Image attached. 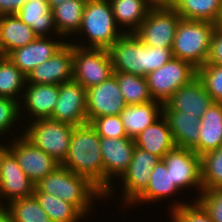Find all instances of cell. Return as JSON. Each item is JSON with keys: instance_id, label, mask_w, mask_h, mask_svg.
Returning a JSON list of instances; mask_svg holds the SVG:
<instances>
[{"instance_id": "39", "label": "cell", "mask_w": 222, "mask_h": 222, "mask_svg": "<svg viewBox=\"0 0 222 222\" xmlns=\"http://www.w3.org/2000/svg\"><path fill=\"white\" fill-rule=\"evenodd\" d=\"M196 199L208 212L213 222H222V189L203 190Z\"/></svg>"}, {"instance_id": "45", "label": "cell", "mask_w": 222, "mask_h": 222, "mask_svg": "<svg viewBox=\"0 0 222 222\" xmlns=\"http://www.w3.org/2000/svg\"><path fill=\"white\" fill-rule=\"evenodd\" d=\"M152 6H169L173 0H146Z\"/></svg>"}, {"instance_id": "9", "label": "cell", "mask_w": 222, "mask_h": 222, "mask_svg": "<svg viewBox=\"0 0 222 222\" xmlns=\"http://www.w3.org/2000/svg\"><path fill=\"white\" fill-rule=\"evenodd\" d=\"M113 71L148 74V46L134 33H124L109 49Z\"/></svg>"}, {"instance_id": "19", "label": "cell", "mask_w": 222, "mask_h": 222, "mask_svg": "<svg viewBox=\"0 0 222 222\" xmlns=\"http://www.w3.org/2000/svg\"><path fill=\"white\" fill-rule=\"evenodd\" d=\"M47 38V36H38L26 46L11 51L7 57L27 76L35 67L44 63L66 44L49 41Z\"/></svg>"}, {"instance_id": "6", "label": "cell", "mask_w": 222, "mask_h": 222, "mask_svg": "<svg viewBox=\"0 0 222 222\" xmlns=\"http://www.w3.org/2000/svg\"><path fill=\"white\" fill-rule=\"evenodd\" d=\"M23 135L60 165L69 151L74 126L50 118L35 119Z\"/></svg>"}, {"instance_id": "38", "label": "cell", "mask_w": 222, "mask_h": 222, "mask_svg": "<svg viewBox=\"0 0 222 222\" xmlns=\"http://www.w3.org/2000/svg\"><path fill=\"white\" fill-rule=\"evenodd\" d=\"M172 218L174 222H213L208 212L195 200V204L178 203L174 205Z\"/></svg>"}, {"instance_id": "43", "label": "cell", "mask_w": 222, "mask_h": 222, "mask_svg": "<svg viewBox=\"0 0 222 222\" xmlns=\"http://www.w3.org/2000/svg\"><path fill=\"white\" fill-rule=\"evenodd\" d=\"M28 0H0V16L16 14Z\"/></svg>"}, {"instance_id": "42", "label": "cell", "mask_w": 222, "mask_h": 222, "mask_svg": "<svg viewBox=\"0 0 222 222\" xmlns=\"http://www.w3.org/2000/svg\"><path fill=\"white\" fill-rule=\"evenodd\" d=\"M206 63L222 65V29L217 26L212 35L210 54Z\"/></svg>"}, {"instance_id": "21", "label": "cell", "mask_w": 222, "mask_h": 222, "mask_svg": "<svg viewBox=\"0 0 222 222\" xmlns=\"http://www.w3.org/2000/svg\"><path fill=\"white\" fill-rule=\"evenodd\" d=\"M34 30L16 14L0 16V53L7 56L11 51L26 46L37 38Z\"/></svg>"}, {"instance_id": "30", "label": "cell", "mask_w": 222, "mask_h": 222, "mask_svg": "<svg viewBox=\"0 0 222 222\" xmlns=\"http://www.w3.org/2000/svg\"><path fill=\"white\" fill-rule=\"evenodd\" d=\"M87 0H65L52 8L54 23L58 34L79 32L83 9Z\"/></svg>"}, {"instance_id": "18", "label": "cell", "mask_w": 222, "mask_h": 222, "mask_svg": "<svg viewBox=\"0 0 222 222\" xmlns=\"http://www.w3.org/2000/svg\"><path fill=\"white\" fill-rule=\"evenodd\" d=\"M34 190L35 184L25 175L15 156L8 150L1 159L0 196H7L11 202L33 196Z\"/></svg>"}, {"instance_id": "3", "label": "cell", "mask_w": 222, "mask_h": 222, "mask_svg": "<svg viewBox=\"0 0 222 222\" xmlns=\"http://www.w3.org/2000/svg\"><path fill=\"white\" fill-rule=\"evenodd\" d=\"M215 28L216 24L209 21L181 18L172 46L173 56L200 68L208 60Z\"/></svg>"}, {"instance_id": "11", "label": "cell", "mask_w": 222, "mask_h": 222, "mask_svg": "<svg viewBox=\"0 0 222 222\" xmlns=\"http://www.w3.org/2000/svg\"><path fill=\"white\" fill-rule=\"evenodd\" d=\"M8 150L15 156L25 175L36 184L52 173L60 164L49 154L39 149L25 136L14 141Z\"/></svg>"}, {"instance_id": "12", "label": "cell", "mask_w": 222, "mask_h": 222, "mask_svg": "<svg viewBox=\"0 0 222 222\" xmlns=\"http://www.w3.org/2000/svg\"><path fill=\"white\" fill-rule=\"evenodd\" d=\"M134 139L100 137V149L104 166V195L112 191L111 175L122 176L128 169L135 148Z\"/></svg>"}, {"instance_id": "33", "label": "cell", "mask_w": 222, "mask_h": 222, "mask_svg": "<svg viewBox=\"0 0 222 222\" xmlns=\"http://www.w3.org/2000/svg\"><path fill=\"white\" fill-rule=\"evenodd\" d=\"M26 82V75L7 56H0V97L15 100ZM16 94V95H15Z\"/></svg>"}, {"instance_id": "17", "label": "cell", "mask_w": 222, "mask_h": 222, "mask_svg": "<svg viewBox=\"0 0 222 222\" xmlns=\"http://www.w3.org/2000/svg\"><path fill=\"white\" fill-rule=\"evenodd\" d=\"M213 103L201 80L196 76L188 84L180 87L171 98L162 105V111H180L186 115L201 118Z\"/></svg>"}, {"instance_id": "36", "label": "cell", "mask_w": 222, "mask_h": 222, "mask_svg": "<svg viewBox=\"0 0 222 222\" xmlns=\"http://www.w3.org/2000/svg\"><path fill=\"white\" fill-rule=\"evenodd\" d=\"M197 77L213 102L222 103V65L205 63L197 69Z\"/></svg>"}, {"instance_id": "4", "label": "cell", "mask_w": 222, "mask_h": 222, "mask_svg": "<svg viewBox=\"0 0 222 222\" xmlns=\"http://www.w3.org/2000/svg\"><path fill=\"white\" fill-rule=\"evenodd\" d=\"M109 0H87L83 9L80 32L89 37V48L109 49L124 33H117Z\"/></svg>"}, {"instance_id": "13", "label": "cell", "mask_w": 222, "mask_h": 222, "mask_svg": "<svg viewBox=\"0 0 222 222\" xmlns=\"http://www.w3.org/2000/svg\"><path fill=\"white\" fill-rule=\"evenodd\" d=\"M163 160L166 163L167 172L179 189L198 186L203 191L201 157L192 149L175 147L165 154Z\"/></svg>"}, {"instance_id": "2", "label": "cell", "mask_w": 222, "mask_h": 222, "mask_svg": "<svg viewBox=\"0 0 222 222\" xmlns=\"http://www.w3.org/2000/svg\"><path fill=\"white\" fill-rule=\"evenodd\" d=\"M34 192H44L69 202L83 215L88 211L94 195L96 198L104 196L87 178L77 175L61 165L39 180L35 184Z\"/></svg>"}, {"instance_id": "40", "label": "cell", "mask_w": 222, "mask_h": 222, "mask_svg": "<svg viewBox=\"0 0 222 222\" xmlns=\"http://www.w3.org/2000/svg\"><path fill=\"white\" fill-rule=\"evenodd\" d=\"M16 101L8 97H0V135L10 129L19 116L20 106Z\"/></svg>"}, {"instance_id": "1", "label": "cell", "mask_w": 222, "mask_h": 222, "mask_svg": "<svg viewBox=\"0 0 222 222\" xmlns=\"http://www.w3.org/2000/svg\"><path fill=\"white\" fill-rule=\"evenodd\" d=\"M61 166L87 178L104 194V166L100 136L90 123L74 127L69 151Z\"/></svg>"}, {"instance_id": "47", "label": "cell", "mask_w": 222, "mask_h": 222, "mask_svg": "<svg viewBox=\"0 0 222 222\" xmlns=\"http://www.w3.org/2000/svg\"><path fill=\"white\" fill-rule=\"evenodd\" d=\"M8 151V147H5V146H1L0 145V165H1V159L3 157V155Z\"/></svg>"}, {"instance_id": "15", "label": "cell", "mask_w": 222, "mask_h": 222, "mask_svg": "<svg viewBox=\"0 0 222 222\" xmlns=\"http://www.w3.org/2000/svg\"><path fill=\"white\" fill-rule=\"evenodd\" d=\"M73 44L67 43L44 63L26 76L31 84L60 85L72 80Z\"/></svg>"}, {"instance_id": "46", "label": "cell", "mask_w": 222, "mask_h": 222, "mask_svg": "<svg viewBox=\"0 0 222 222\" xmlns=\"http://www.w3.org/2000/svg\"><path fill=\"white\" fill-rule=\"evenodd\" d=\"M65 0H47V3L49 4L50 8L52 9L56 5L64 2Z\"/></svg>"}, {"instance_id": "27", "label": "cell", "mask_w": 222, "mask_h": 222, "mask_svg": "<svg viewBox=\"0 0 222 222\" xmlns=\"http://www.w3.org/2000/svg\"><path fill=\"white\" fill-rule=\"evenodd\" d=\"M182 19L217 23L222 0H173L171 5Z\"/></svg>"}, {"instance_id": "28", "label": "cell", "mask_w": 222, "mask_h": 222, "mask_svg": "<svg viewBox=\"0 0 222 222\" xmlns=\"http://www.w3.org/2000/svg\"><path fill=\"white\" fill-rule=\"evenodd\" d=\"M112 6L116 25L130 26V31L125 33H135L140 24L146 18L152 5L146 0H109ZM133 26V27H132ZM132 27V29H131Z\"/></svg>"}, {"instance_id": "37", "label": "cell", "mask_w": 222, "mask_h": 222, "mask_svg": "<svg viewBox=\"0 0 222 222\" xmlns=\"http://www.w3.org/2000/svg\"><path fill=\"white\" fill-rule=\"evenodd\" d=\"M100 137L123 138L127 137L120 115H109L94 118L90 122Z\"/></svg>"}, {"instance_id": "8", "label": "cell", "mask_w": 222, "mask_h": 222, "mask_svg": "<svg viewBox=\"0 0 222 222\" xmlns=\"http://www.w3.org/2000/svg\"><path fill=\"white\" fill-rule=\"evenodd\" d=\"M180 19L171 5L152 6L134 34L147 46L172 47Z\"/></svg>"}, {"instance_id": "41", "label": "cell", "mask_w": 222, "mask_h": 222, "mask_svg": "<svg viewBox=\"0 0 222 222\" xmlns=\"http://www.w3.org/2000/svg\"><path fill=\"white\" fill-rule=\"evenodd\" d=\"M173 57L172 47L148 46V73L157 70Z\"/></svg>"}, {"instance_id": "31", "label": "cell", "mask_w": 222, "mask_h": 222, "mask_svg": "<svg viewBox=\"0 0 222 222\" xmlns=\"http://www.w3.org/2000/svg\"><path fill=\"white\" fill-rule=\"evenodd\" d=\"M113 75L118 81V86L126 105L153 101L146 77L119 71H114Z\"/></svg>"}, {"instance_id": "25", "label": "cell", "mask_w": 222, "mask_h": 222, "mask_svg": "<svg viewBox=\"0 0 222 222\" xmlns=\"http://www.w3.org/2000/svg\"><path fill=\"white\" fill-rule=\"evenodd\" d=\"M30 84V85H28ZM25 105L36 119L50 118L59 97V85L27 83Z\"/></svg>"}, {"instance_id": "34", "label": "cell", "mask_w": 222, "mask_h": 222, "mask_svg": "<svg viewBox=\"0 0 222 222\" xmlns=\"http://www.w3.org/2000/svg\"><path fill=\"white\" fill-rule=\"evenodd\" d=\"M200 157L203 190L222 189V146Z\"/></svg>"}, {"instance_id": "14", "label": "cell", "mask_w": 222, "mask_h": 222, "mask_svg": "<svg viewBox=\"0 0 222 222\" xmlns=\"http://www.w3.org/2000/svg\"><path fill=\"white\" fill-rule=\"evenodd\" d=\"M125 106L124 97L114 75L87 89L88 123L101 116L120 115Z\"/></svg>"}, {"instance_id": "35", "label": "cell", "mask_w": 222, "mask_h": 222, "mask_svg": "<svg viewBox=\"0 0 222 222\" xmlns=\"http://www.w3.org/2000/svg\"><path fill=\"white\" fill-rule=\"evenodd\" d=\"M8 206L14 222H52L34 196L13 200Z\"/></svg>"}, {"instance_id": "24", "label": "cell", "mask_w": 222, "mask_h": 222, "mask_svg": "<svg viewBox=\"0 0 222 222\" xmlns=\"http://www.w3.org/2000/svg\"><path fill=\"white\" fill-rule=\"evenodd\" d=\"M158 101H151L142 104L126 105L121 112V121L126 131L127 137L134 139L146 127L158 120L161 114L157 104ZM159 111V112H158Z\"/></svg>"}, {"instance_id": "22", "label": "cell", "mask_w": 222, "mask_h": 222, "mask_svg": "<svg viewBox=\"0 0 222 222\" xmlns=\"http://www.w3.org/2000/svg\"><path fill=\"white\" fill-rule=\"evenodd\" d=\"M134 142L136 147L160 159H163L166 153L176 147L168 121L163 115L160 122L156 120L139 133L134 138Z\"/></svg>"}, {"instance_id": "32", "label": "cell", "mask_w": 222, "mask_h": 222, "mask_svg": "<svg viewBox=\"0 0 222 222\" xmlns=\"http://www.w3.org/2000/svg\"><path fill=\"white\" fill-rule=\"evenodd\" d=\"M33 196L52 222H77L80 217L84 216L73 204L59 199L54 195L44 192H34Z\"/></svg>"}, {"instance_id": "16", "label": "cell", "mask_w": 222, "mask_h": 222, "mask_svg": "<svg viewBox=\"0 0 222 222\" xmlns=\"http://www.w3.org/2000/svg\"><path fill=\"white\" fill-rule=\"evenodd\" d=\"M160 158L135 147L128 169L121 176L124 181V200L132 203L148 186L149 177Z\"/></svg>"}, {"instance_id": "29", "label": "cell", "mask_w": 222, "mask_h": 222, "mask_svg": "<svg viewBox=\"0 0 222 222\" xmlns=\"http://www.w3.org/2000/svg\"><path fill=\"white\" fill-rule=\"evenodd\" d=\"M179 188L172 181L170 174L167 172L166 163L160 159L153 168L149 177V184L146 189L132 202L136 201H156L169 195L175 194Z\"/></svg>"}, {"instance_id": "48", "label": "cell", "mask_w": 222, "mask_h": 222, "mask_svg": "<svg viewBox=\"0 0 222 222\" xmlns=\"http://www.w3.org/2000/svg\"><path fill=\"white\" fill-rule=\"evenodd\" d=\"M216 26H217L218 28H221V29H222V9H221L220 17H219V19H218V21H217V23H216Z\"/></svg>"}, {"instance_id": "23", "label": "cell", "mask_w": 222, "mask_h": 222, "mask_svg": "<svg viewBox=\"0 0 222 222\" xmlns=\"http://www.w3.org/2000/svg\"><path fill=\"white\" fill-rule=\"evenodd\" d=\"M167 119L176 147L193 149L199 142L200 119L180 111H162Z\"/></svg>"}, {"instance_id": "44", "label": "cell", "mask_w": 222, "mask_h": 222, "mask_svg": "<svg viewBox=\"0 0 222 222\" xmlns=\"http://www.w3.org/2000/svg\"><path fill=\"white\" fill-rule=\"evenodd\" d=\"M0 222H14L11 212L2 205L0 206Z\"/></svg>"}, {"instance_id": "20", "label": "cell", "mask_w": 222, "mask_h": 222, "mask_svg": "<svg viewBox=\"0 0 222 222\" xmlns=\"http://www.w3.org/2000/svg\"><path fill=\"white\" fill-rule=\"evenodd\" d=\"M199 142L192 149L198 156L222 146V103L213 102L202 114Z\"/></svg>"}, {"instance_id": "10", "label": "cell", "mask_w": 222, "mask_h": 222, "mask_svg": "<svg viewBox=\"0 0 222 222\" xmlns=\"http://www.w3.org/2000/svg\"><path fill=\"white\" fill-rule=\"evenodd\" d=\"M50 119L75 126L88 123L87 90L71 80L59 85V97Z\"/></svg>"}, {"instance_id": "26", "label": "cell", "mask_w": 222, "mask_h": 222, "mask_svg": "<svg viewBox=\"0 0 222 222\" xmlns=\"http://www.w3.org/2000/svg\"><path fill=\"white\" fill-rule=\"evenodd\" d=\"M18 18L29 25L37 36H46V32L56 26L53 12L47 0H28L16 13Z\"/></svg>"}, {"instance_id": "7", "label": "cell", "mask_w": 222, "mask_h": 222, "mask_svg": "<svg viewBox=\"0 0 222 222\" xmlns=\"http://www.w3.org/2000/svg\"><path fill=\"white\" fill-rule=\"evenodd\" d=\"M197 76V69L190 63L173 57L163 66L146 75L148 89L153 100L161 105L182 86Z\"/></svg>"}, {"instance_id": "5", "label": "cell", "mask_w": 222, "mask_h": 222, "mask_svg": "<svg viewBox=\"0 0 222 222\" xmlns=\"http://www.w3.org/2000/svg\"><path fill=\"white\" fill-rule=\"evenodd\" d=\"M72 80L86 90L109 79L113 74L108 49L89 48L73 44Z\"/></svg>"}]
</instances>
